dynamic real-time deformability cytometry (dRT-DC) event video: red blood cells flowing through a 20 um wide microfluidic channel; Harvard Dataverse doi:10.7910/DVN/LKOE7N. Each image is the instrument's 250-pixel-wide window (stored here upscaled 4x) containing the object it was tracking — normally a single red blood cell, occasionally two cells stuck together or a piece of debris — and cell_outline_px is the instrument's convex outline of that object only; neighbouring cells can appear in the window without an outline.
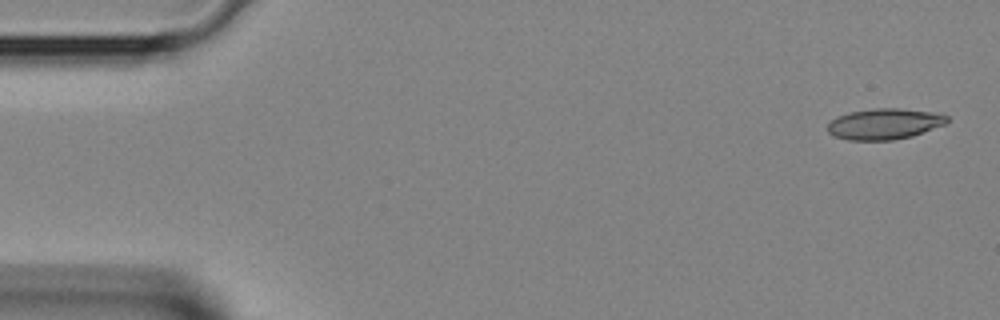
{"species": "Egyptian fruit bat (a non-hibernating species)", "species_latin": "Rousettus aegyptiacus", "temperature_condition": "room temperature", "stored_images_in_passage": 3, "camera_frame_rate_fps": 3000, "um_per_image_px": 0.085, "animal": {"sex": "female"}, "frame": {"image": 1, "passage_image": 1, "time_ms": 0.0, "image_size_px": [1000, 320], "cell_outline_px": [[948, 124], [912, 136], [892, 140], [848, 140], [836, 136], [828, 132], [828, 124], [836, 116], [848, 112], [872, 108], [900, 108], [940, 112], [948, 116]], "centroid_in_image_um": [75.23, 10.51], "position_along_channel_um": 9.8, "area_um2": 21.85}}
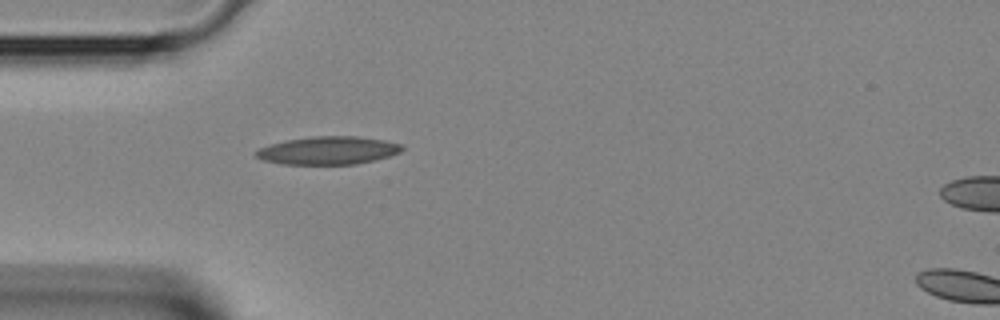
{"frame": {"image": 2, "passage_image": 3, "time_ms": 0.667, "image_size_px": [1000, 320], "cell_outline_px": [[404, 148], [400, 152], [376, 160], [356, 164], [280, 164], [264, 160], [256, 156], [252, 152], [260, 148], [272, 144], [288, 140], [312, 136], [356, 136], [384, 140], [404, 144]], "centroid_in_image_um": [27.92, 12.79], "position_along_channel_um": 57.1, "area_um2": 23.81}}